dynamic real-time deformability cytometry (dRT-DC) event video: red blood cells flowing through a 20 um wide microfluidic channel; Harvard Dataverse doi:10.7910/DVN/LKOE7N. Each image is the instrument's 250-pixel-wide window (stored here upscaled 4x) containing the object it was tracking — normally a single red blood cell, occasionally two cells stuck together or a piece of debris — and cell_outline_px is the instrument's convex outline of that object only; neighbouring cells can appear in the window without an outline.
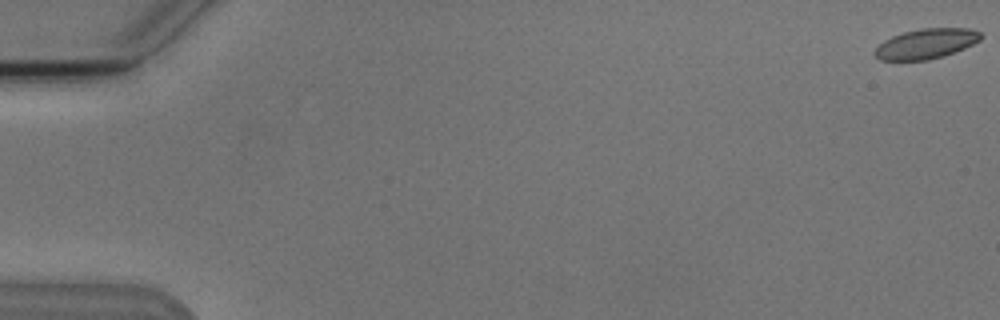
{"species": "Egyptian fruit bat (a non-hibernating species)", "species_latin": "Rousettus aegyptiacus", "temperature_condition": "cold", "stored_images_in_passage": 5, "camera_frame_rate_fps": 3000, "um_per_image_px": 0.085, "animal": {"sex": "male"}, "frame": {"image": 1, "passage_image": 1, "time_ms": 0.0, "image_size_px": [1000, 320], "cell_outline_px": [[984, 36], [980, 40], [964, 48], [944, 56], [928, 60], [880, 60], [872, 52], [884, 40], [892, 36], [904, 32], [920, 28], [968, 28], [980, 32]], "centroid_in_image_um": [78.72, 3.71], "position_along_channel_um": 6.3, "area_um2": 18.55}}